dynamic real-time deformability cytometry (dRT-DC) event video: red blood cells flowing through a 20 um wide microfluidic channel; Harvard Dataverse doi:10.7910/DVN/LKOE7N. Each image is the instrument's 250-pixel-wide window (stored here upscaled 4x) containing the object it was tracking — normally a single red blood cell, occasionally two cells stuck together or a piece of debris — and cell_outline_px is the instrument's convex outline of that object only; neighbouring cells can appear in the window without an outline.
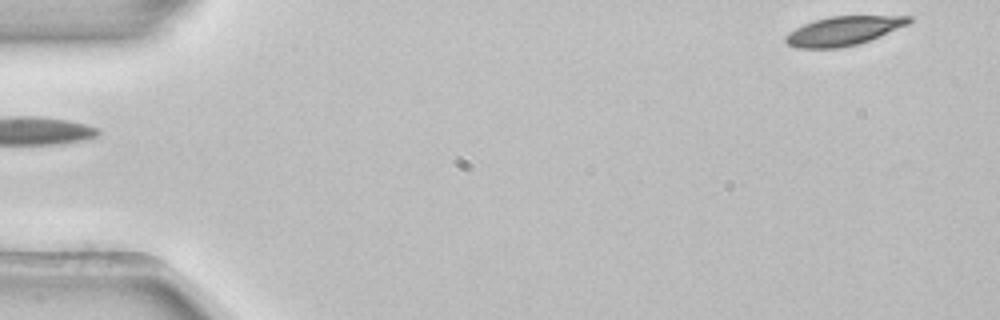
{"species": "common noctule bat (a hibernating species)", "species_latin": "Nyctalus noctula", "temperature_condition": "room temperature", "stored_images_in_passage": 5, "segment_of_instrument_passage": [2, 2], "camera_frame_rate_fps": 3000, "um_per_image_px": 0.085, "animal": {"sex": "female", "body_mass_g": 22.7, "forearm_length_mm": 54.2}, "frame": {"image": 1, "passage_image": 5, "time_ms": 1.333, "image_size_px": [1000, 320], "cell_outline_px": [[912, 20], [908, 24], [880, 36], [856, 44], [840, 48], [796, 48], [788, 44], [784, 40], [784, 36], [788, 32], [804, 24], [816, 20], [832, 16], [912, 16]], "centroid_in_image_um": [71.66, 2.63], "position_along_channel_um": 13.3, "area_um2": 20.63}}